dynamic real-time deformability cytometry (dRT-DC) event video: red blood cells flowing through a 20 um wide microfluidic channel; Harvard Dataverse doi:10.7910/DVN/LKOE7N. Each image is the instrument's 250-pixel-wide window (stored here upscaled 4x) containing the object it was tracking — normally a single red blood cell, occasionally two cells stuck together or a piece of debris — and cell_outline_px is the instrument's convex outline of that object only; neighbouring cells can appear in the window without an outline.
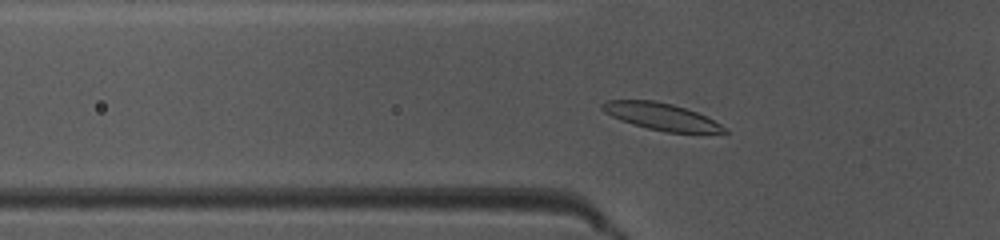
{"species": "common noctule bat (a hibernating species)", "species_latin": "Nyctalus noctula", "temperature_condition": "warm", "stored_images_in_passage": 50, "camera_frame_rate_fps": 3000, "um_per_image_px": 0.085, "animal": {"sex": "female", "body_mass_g": 10.0, "forearm_length_mm": 53.1}, "frame": {"image": 1, "passage_image": 17, "time_ms": 5.333, "image_size_px": [1000, 240], "cell_outline_px": [[728, 132], [664, 132], [632, 124], [620, 120], [604, 112], [600, 108], [600, 104], [608, 100], [652, 100], [672, 104], [696, 112], [728, 128]], "centroid_in_image_um": [56.14, 9.9], "position_along_channel_um": 69.7, "area_um2": 18.9}}
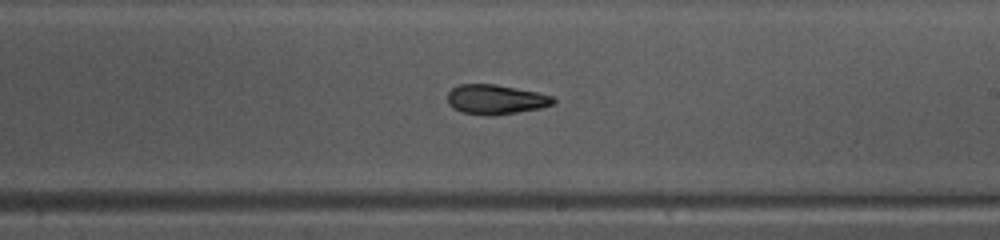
{"frame": {"image": 2, "passage_image": 30, "time_ms": 9.667, "image_size_px": [1000, 240], "cell_outline_px": [[556, 104], [540, 108], [516, 112], [488, 116], [464, 112], [452, 108], [448, 104], [448, 92], [452, 88], [460, 84], [496, 84], [536, 92], [552, 96], [556, 100]], "centroid_in_image_um": [42.13, 8.45], "position_along_channel_um": 246.9, "area_um2": 18.21}}
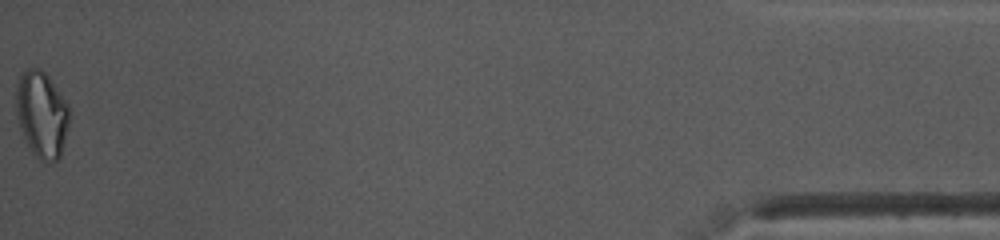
{"frame": {"image": 3, "passage_image": 50, "time_ms": 16.333, "image_size_px": [1000, 240], "cell_outline_px": [[68, 128], [60, 156], [56, 160], [40, 160], [32, 152], [20, 128], [16, 112], [16, 84], [20, 72], [28, 68], [40, 68], [48, 76], [68, 104]], "centroid_in_image_um": [3.52, 9.67], "position_along_channel_um": 431.7, "area_um2": 26.53}, "authors_computed_cell_mechanics": {"area_um2": 19.0162, "velocity_mm_per_s": 4.0809, "shape_relaxation_time_tau1_ms": null, "shape_relaxation_time_tau2_ms": 3.1834, "deformation_change_tau1": null, "deformation_change_tau2": 0.1026}}